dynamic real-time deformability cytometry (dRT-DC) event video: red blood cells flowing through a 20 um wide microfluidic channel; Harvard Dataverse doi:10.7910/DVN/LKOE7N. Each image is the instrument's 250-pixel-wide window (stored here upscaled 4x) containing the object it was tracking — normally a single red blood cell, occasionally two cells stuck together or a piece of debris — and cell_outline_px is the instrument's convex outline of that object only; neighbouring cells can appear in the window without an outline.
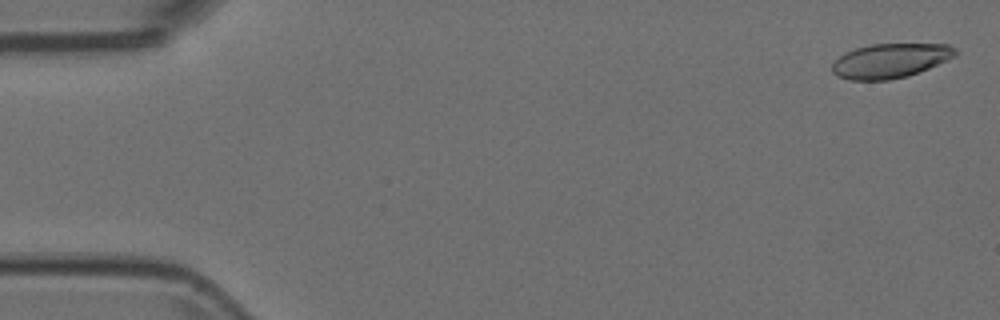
{"species": "Egyptian fruit bat (a non-hibernating species)", "species_latin": "Rousettus aegyptiacus", "temperature_condition": "room temperature", "stored_images_in_passage": 48, "camera_frame_rate_fps": 3000, "um_per_image_px": 0.085, "animal": {"sex": "female"}, "frame": {"image": 1, "passage_image": 2, "time_ms": 0.333, "image_size_px": [1000, 320], "cell_outline_px": [[956, 56], [928, 68], [908, 76], [888, 80], [848, 80], [836, 76], [832, 72], [832, 64], [840, 56], [856, 48], [872, 44], [948, 44], [956, 48]], "centroid_in_image_um": [75.67, 5.17], "position_along_channel_um": 9.3, "area_um2": 24.62}}
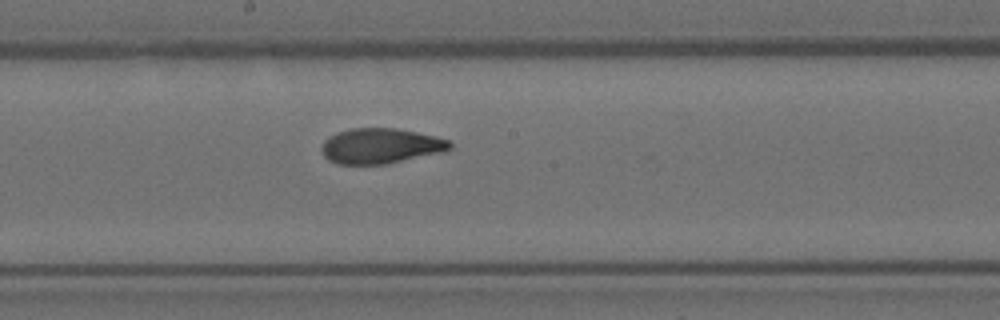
{"frame": {"image": 2, "passage_image": 29, "time_ms": 9.333, "image_size_px": [1000, 320], "cell_outline_px": [[452, 148], [444, 152], [384, 164], [336, 164], [328, 160], [324, 156], [320, 148], [324, 140], [328, 136], [336, 132], [352, 128], [396, 128], [436, 136], [448, 140], [452, 144]], "centroid_in_image_um": [32.33, 12.4], "position_along_channel_um": 215.9, "area_um2": 26.53}}
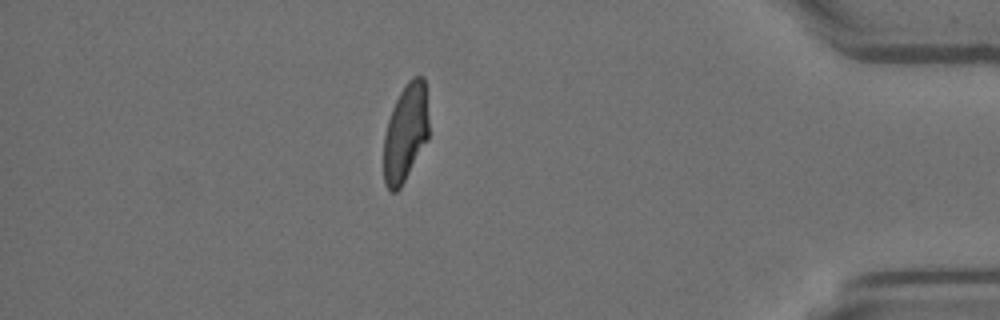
{"frame": {"image": 3, "passage_image": 47, "time_ms": 15.333, "image_size_px": [1000, 320], "cell_outline_px": [[428, 140], [400, 188], [396, 192], [392, 192], [384, 184], [384, 136], [388, 120], [392, 108], [400, 92], [408, 80], [412, 76], [424, 76], [428, 116]], "centroid_in_image_um": [34.47, 11.28], "position_along_channel_um": 400.7, "area_um2": 25.72}}